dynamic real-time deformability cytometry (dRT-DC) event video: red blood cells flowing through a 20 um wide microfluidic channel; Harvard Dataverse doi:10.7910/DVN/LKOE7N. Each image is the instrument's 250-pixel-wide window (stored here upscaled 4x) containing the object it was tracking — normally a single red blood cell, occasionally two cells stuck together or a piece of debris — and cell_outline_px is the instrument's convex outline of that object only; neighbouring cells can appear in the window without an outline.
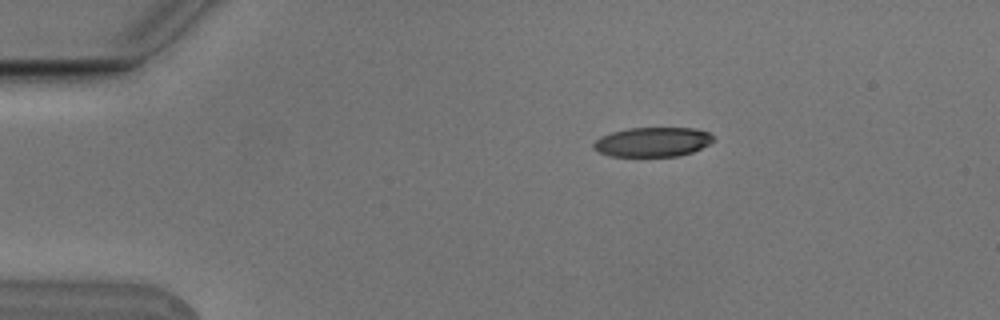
{"species": "Egyptian fruit bat (a non-hibernating species)", "species_latin": "Rousettus aegyptiacus", "temperature_condition": "cold", "stored_images_in_passage": 2, "camera_frame_rate_fps": 3000, "um_per_image_px": 0.085, "animal": {"sex": "male"}, "frame": {"image": 1, "passage_image": 1, "time_ms": 0.0, "image_size_px": [1000, 320], "cell_outline_px": [[716, 140], [692, 152], [680, 156], [608, 156], [592, 148], [592, 144], [600, 136], [612, 132], [628, 128], [692, 128], [708, 132]], "centroid_in_image_um": [55.45, 12.07], "position_along_channel_um": 29.6, "area_um2": 20.58}}